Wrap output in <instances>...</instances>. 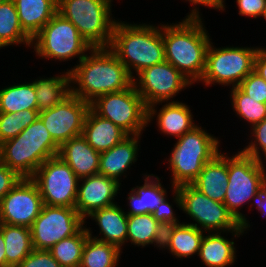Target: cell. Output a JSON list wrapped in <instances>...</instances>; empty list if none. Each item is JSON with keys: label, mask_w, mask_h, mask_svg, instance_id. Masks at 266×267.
I'll return each mask as SVG.
<instances>
[{"label": "cell", "mask_w": 266, "mask_h": 267, "mask_svg": "<svg viewBox=\"0 0 266 267\" xmlns=\"http://www.w3.org/2000/svg\"><path fill=\"white\" fill-rule=\"evenodd\" d=\"M165 61L172 64L192 83L200 81L206 66L209 36L197 9L174 25H161Z\"/></svg>", "instance_id": "1"}, {"label": "cell", "mask_w": 266, "mask_h": 267, "mask_svg": "<svg viewBox=\"0 0 266 267\" xmlns=\"http://www.w3.org/2000/svg\"><path fill=\"white\" fill-rule=\"evenodd\" d=\"M108 49V50H107ZM70 71L71 82L79 88H71V94L89 104L97 97L123 91L134 84L132 77L109 48H92Z\"/></svg>", "instance_id": "2"}, {"label": "cell", "mask_w": 266, "mask_h": 267, "mask_svg": "<svg viewBox=\"0 0 266 267\" xmlns=\"http://www.w3.org/2000/svg\"><path fill=\"white\" fill-rule=\"evenodd\" d=\"M116 22L108 47L132 75L165 61L162 28Z\"/></svg>", "instance_id": "3"}, {"label": "cell", "mask_w": 266, "mask_h": 267, "mask_svg": "<svg viewBox=\"0 0 266 267\" xmlns=\"http://www.w3.org/2000/svg\"><path fill=\"white\" fill-rule=\"evenodd\" d=\"M58 152L59 146L38 117L15 138L0 144V161L22 178H31L43 162Z\"/></svg>", "instance_id": "4"}, {"label": "cell", "mask_w": 266, "mask_h": 267, "mask_svg": "<svg viewBox=\"0 0 266 267\" xmlns=\"http://www.w3.org/2000/svg\"><path fill=\"white\" fill-rule=\"evenodd\" d=\"M111 0H58L57 12L69 20L92 48H108L116 21Z\"/></svg>", "instance_id": "5"}, {"label": "cell", "mask_w": 266, "mask_h": 267, "mask_svg": "<svg viewBox=\"0 0 266 267\" xmlns=\"http://www.w3.org/2000/svg\"><path fill=\"white\" fill-rule=\"evenodd\" d=\"M262 163L242 151L231 159L228 157V185L223 203L244 230L250 225L238 209L247 201L256 200L266 187V174Z\"/></svg>", "instance_id": "6"}, {"label": "cell", "mask_w": 266, "mask_h": 267, "mask_svg": "<svg viewBox=\"0 0 266 267\" xmlns=\"http://www.w3.org/2000/svg\"><path fill=\"white\" fill-rule=\"evenodd\" d=\"M218 146L219 141L198 126L179 137L169 159L173 189L191 184L204 165L220 152Z\"/></svg>", "instance_id": "7"}, {"label": "cell", "mask_w": 266, "mask_h": 267, "mask_svg": "<svg viewBox=\"0 0 266 267\" xmlns=\"http://www.w3.org/2000/svg\"><path fill=\"white\" fill-rule=\"evenodd\" d=\"M90 108L128 135H141V131L148 124V107L134 84L123 91L97 97L90 103Z\"/></svg>", "instance_id": "8"}, {"label": "cell", "mask_w": 266, "mask_h": 267, "mask_svg": "<svg viewBox=\"0 0 266 267\" xmlns=\"http://www.w3.org/2000/svg\"><path fill=\"white\" fill-rule=\"evenodd\" d=\"M175 201L178 206L187 213L191 219L203 230H230L234 236L241 235L245 230L241 223L228 211L224 203L214 201L201 193L191 184H184L174 188ZM210 230V231H209Z\"/></svg>", "instance_id": "9"}, {"label": "cell", "mask_w": 266, "mask_h": 267, "mask_svg": "<svg viewBox=\"0 0 266 267\" xmlns=\"http://www.w3.org/2000/svg\"><path fill=\"white\" fill-rule=\"evenodd\" d=\"M35 51L40 57L67 60L79 56V62L86 56L84 52L92 47L81 37L77 28L58 12L32 38Z\"/></svg>", "instance_id": "10"}, {"label": "cell", "mask_w": 266, "mask_h": 267, "mask_svg": "<svg viewBox=\"0 0 266 267\" xmlns=\"http://www.w3.org/2000/svg\"><path fill=\"white\" fill-rule=\"evenodd\" d=\"M210 43L206 54V66L200 81L210 85L213 82L239 86L241 81L254 70V59L260 48H212Z\"/></svg>", "instance_id": "11"}, {"label": "cell", "mask_w": 266, "mask_h": 267, "mask_svg": "<svg viewBox=\"0 0 266 267\" xmlns=\"http://www.w3.org/2000/svg\"><path fill=\"white\" fill-rule=\"evenodd\" d=\"M31 179L39 188L43 204L75 208L79 178L59 156L43 162Z\"/></svg>", "instance_id": "12"}, {"label": "cell", "mask_w": 266, "mask_h": 267, "mask_svg": "<svg viewBox=\"0 0 266 267\" xmlns=\"http://www.w3.org/2000/svg\"><path fill=\"white\" fill-rule=\"evenodd\" d=\"M84 222L75 208L43 204L30 227L34 249L49 250L62 239L77 234Z\"/></svg>", "instance_id": "13"}, {"label": "cell", "mask_w": 266, "mask_h": 267, "mask_svg": "<svg viewBox=\"0 0 266 267\" xmlns=\"http://www.w3.org/2000/svg\"><path fill=\"white\" fill-rule=\"evenodd\" d=\"M139 86L134 79L138 94L148 107V122L151 121L157 103L173 98L183 88L192 82L167 61L143 69L138 74Z\"/></svg>", "instance_id": "14"}, {"label": "cell", "mask_w": 266, "mask_h": 267, "mask_svg": "<svg viewBox=\"0 0 266 267\" xmlns=\"http://www.w3.org/2000/svg\"><path fill=\"white\" fill-rule=\"evenodd\" d=\"M90 104L79 97L68 96L63 102L39 112V117L54 142L60 147L72 138L81 136Z\"/></svg>", "instance_id": "15"}, {"label": "cell", "mask_w": 266, "mask_h": 267, "mask_svg": "<svg viewBox=\"0 0 266 267\" xmlns=\"http://www.w3.org/2000/svg\"><path fill=\"white\" fill-rule=\"evenodd\" d=\"M42 206L37 184L22 178L0 201V223L30 228Z\"/></svg>", "instance_id": "16"}, {"label": "cell", "mask_w": 266, "mask_h": 267, "mask_svg": "<svg viewBox=\"0 0 266 267\" xmlns=\"http://www.w3.org/2000/svg\"><path fill=\"white\" fill-rule=\"evenodd\" d=\"M79 181L83 183L80 187L78 183L75 209L84 220L93 211L115 204L113 199L121 183L101 174L84 177Z\"/></svg>", "instance_id": "17"}, {"label": "cell", "mask_w": 266, "mask_h": 267, "mask_svg": "<svg viewBox=\"0 0 266 267\" xmlns=\"http://www.w3.org/2000/svg\"><path fill=\"white\" fill-rule=\"evenodd\" d=\"M57 156L79 179L99 174L100 152L94 150L82 135L63 143Z\"/></svg>", "instance_id": "18"}, {"label": "cell", "mask_w": 266, "mask_h": 267, "mask_svg": "<svg viewBox=\"0 0 266 267\" xmlns=\"http://www.w3.org/2000/svg\"><path fill=\"white\" fill-rule=\"evenodd\" d=\"M191 185L210 199L223 203L228 185V157L219 152L204 165Z\"/></svg>", "instance_id": "19"}, {"label": "cell", "mask_w": 266, "mask_h": 267, "mask_svg": "<svg viewBox=\"0 0 266 267\" xmlns=\"http://www.w3.org/2000/svg\"><path fill=\"white\" fill-rule=\"evenodd\" d=\"M82 136L94 150L101 153L117 145L128 134L90 108L85 118Z\"/></svg>", "instance_id": "20"}, {"label": "cell", "mask_w": 266, "mask_h": 267, "mask_svg": "<svg viewBox=\"0 0 266 267\" xmlns=\"http://www.w3.org/2000/svg\"><path fill=\"white\" fill-rule=\"evenodd\" d=\"M139 136L128 135L111 149L101 152L99 174L119 182L118 177L137 160Z\"/></svg>", "instance_id": "21"}, {"label": "cell", "mask_w": 266, "mask_h": 267, "mask_svg": "<svg viewBox=\"0 0 266 267\" xmlns=\"http://www.w3.org/2000/svg\"><path fill=\"white\" fill-rule=\"evenodd\" d=\"M203 230L196 223L175 224L166 226L162 247L171 251L178 258L189 257L199 253Z\"/></svg>", "instance_id": "22"}, {"label": "cell", "mask_w": 266, "mask_h": 267, "mask_svg": "<svg viewBox=\"0 0 266 267\" xmlns=\"http://www.w3.org/2000/svg\"><path fill=\"white\" fill-rule=\"evenodd\" d=\"M23 30L33 38L57 13L58 0H13Z\"/></svg>", "instance_id": "23"}, {"label": "cell", "mask_w": 266, "mask_h": 267, "mask_svg": "<svg viewBox=\"0 0 266 267\" xmlns=\"http://www.w3.org/2000/svg\"><path fill=\"white\" fill-rule=\"evenodd\" d=\"M89 216H91L98 223L100 233H102L104 238L94 239L111 243L118 246L121 249L122 244L127 242V218L128 215L117 206L113 204L102 209L93 211Z\"/></svg>", "instance_id": "24"}, {"label": "cell", "mask_w": 266, "mask_h": 267, "mask_svg": "<svg viewBox=\"0 0 266 267\" xmlns=\"http://www.w3.org/2000/svg\"><path fill=\"white\" fill-rule=\"evenodd\" d=\"M164 229L159 221H157L152 213L128 215L127 218V240L138 246L149 244H158L162 247L164 240Z\"/></svg>", "instance_id": "25"}, {"label": "cell", "mask_w": 266, "mask_h": 267, "mask_svg": "<svg viewBox=\"0 0 266 267\" xmlns=\"http://www.w3.org/2000/svg\"><path fill=\"white\" fill-rule=\"evenodd\" d=\"M7 267H17L33 250L30 228L0 223Z\"/></svg>", "instance_id": "26"}, {"label": "cell", "mask_w": 266, "mask_h": 267, "mask_svg": "<svg viewBox=\"0 0 266 267\" xmlns=\"http://www.w3.org/2000/svg\"><path fill=\"white\" fill-rule=\"evenodd\" d=\"M157 115L159 130L168 135L178 137L183 136L186 132L191 131L195 126L191 110L186 104L180 102H167Z\"/></svg>", "instance_id": "27"}, {"label": "cell", "mask_w": 266, "mask_h": 267, "mask_svg": "<svg viewBox=\"0 0 266 267\" xmlns=\"http://www.w3.org/2000/svg\"><path fill=\"white\" fill-rule=\"evenodd\" d=\"M61 75L34 81L38 111L50 109L71 95L70 71Z\"/></svg>", "instance_id": "28"}, {"label": "cell", "mask_w": 266, "mask_h": 267, "mask_svg": "<svg viewBox=\"0 0 266 267\" xmlns=\"http://www.w3.org/2000/svg\"><path fill=\"white\" fill-rule=\"evenodd\" d=\"M150 175L145 177L143 186H137L131 189L129 193L130 211L127 215H139L153 213L162 200L166 197V190L161 186L159 178L150 181Z\"/></svg>", "instance_id": "29"}, {"label": "cell", "mask_w": 266, "mask_h": 267, "mask_svg": "<svg viewBox=\"0 0 266 267\" xmlns=\"http://www.w3.org/2000/svg\"><path fill=\"white\" fill-rule=\"evenodd\" d=\"M221 233L204 236L198 256L208 267H226L235 262L234 242L223 238Z\"/></svg>", "instance_id": "30"}, {"label": "cell", "mask_w": 266, "mask_h": 267, "mask_svg": "<svg viewBox=\"0 0 266 267\" xmlns=\"http://www.w3.org/2000/svg\"><path fill=\"white\" fill-rule=\"evenodd\" d=\"M89 236L83 248L79 267H116L120 255V248L114 244L94 239L89 229Z\"/></svg>", "instance_id": "31"}, {"label": "cell", "mask_w": 266, "mask_h": 267, "mask_svg": "<svg viewBox=\"0 0 266 267\" xmlns=\"http://www.w3.org/2000/svg\"><path fill=\"white\" fill-rule=\"evenodd\" d=\"M38 110L34 82L12 85L0 90V113Z\"/></svg>", "instance_id": "32"}, {"label": "cell", "mask_w": 266, "mask_h": 267, "mask_svg": "<svg viewBox=\"0 0 266 267\" xmlns=\"http://www.w3.org/2000/svg\"><path fill=\"white\" fill-rule=\"evenodd\" d=\"M0 39L8 46L26 43L30 47L32 38L23 30L13 0L0 4Z\"/></svg>", "instance_id": "33"}, {"label": "cell", "mask_w": 266, "mask_h": 267, "mask_svg": "<svg viewBox=\"0 0 266 267\" xmlns=\"http://www.w3.org/2000/svg\"><path fill=\"white\" fill-rule=\"evenodd\" d=\"M88 236L87 229L82 228L77 234L56 243L49 251L61 267H79Z\"/></svg>", "instance_id": "34"}, {"label": "cell", "mask_w": 266, "mask_h": 267, "mask_svg": "<svg viewBox=\"0 0 266 267\" xmlns=\"http://www.w3.org/2000/svg\"><path fill=\"white\" fill-rule=\"evenodd\" d=\"M39 117L38 110L0 113V144L15 138Z\"/></svg>", "instance_id": "35"}, {"label": "cell", "mask_w": 266, "mask_h": 267, "mask_svg": "<svg viewBox=\"0 0 266 267\" xmlns=\"http://www.w3.org/2000/svg\"><path fill=\"white\" fill-rule=\"evenodd\" d=\"M233 108L236 113L252 124V127L266 119V103L251 99L238 86L231 91Z\"/></svg>", "instance_id": "36"}, {"label": "cell", "mask_w": 266, "mask_h": 267, "mask_svg": "<svg viewBox=\"0 0 266 267\" xmlns=\"http://www.w3.org/2000/svg\"><path fill=\"white\" fill-rule=\"evenodd\" d=\"M251 99L266 103V82L254 70L238 86Z\"/></svg>", "instance_id": "37"}, {"label": "cell", "mask_w": 266, "mask_h": 267, "mask_svg": "<svg viewBox=\"0 0 266 267\" xmlns=\"http://www.w3.org/2000/svg\"><path fill=\"white\" fill-rule=\"evenodd\" d=\"M252 131L254 132L253 133L255 136L254 139L257 142L251 141V143L241 151L244 154L255 158L256 160L262 161L261 156H260L261 153L259 152V148L264 153V156L266 159V119H264L262 122H259L256 125H254ZM258 145L260 147H258Z\"/></svg>", "instance_id": "38"}, {"label": "cell", "mask_w": 266, "mask_h": 267, "mask_svg": "<svg viewBox=\"0 0 266 267\" xmlns=\"http://www.w3.org/2000/svg\"><path fill=\"white\" fill-rule=\"evenodd\" d=\"M17 267H61L49 250L34 249Z\"/></svg>", "instance_id": "39"}, {"label": "cell", "mask_w": 266, "mask_h": 267, "mask_svg": "<svg viewBox=\"0 0 266 267\" xmlns=\"http://www.w3.org/2000/svg\"><path fill=\"white\" fill-rule=\"evenodd\" d=\"M21 179L16 171L0 161V201Z\"/></svg>", "instance_id": "40"}, {"label": "cell", "mask_w": 266, "mask_h": 267, "mask_svg": "<svg viewBox=\"0 0 266 267\" xmlns=\"http://www.w3.org/2000/svg\"><path fill=\"white\" fill-rule=\"evenodd\" d=\"M239 14L257 18L263 16L266 9V0H236Z\"/></svg>", "instance_id": "41"}, {"label": "cell", "mask_w": 266, "mask_h": 267, "mask_svg": "<svg viewBox=\"0 0 266 267\" xmlns=\"http://www.w3.org/2000/svg\"><path fill=\"white\" fill-rule=\"evenodd\" d=\"M152 215L165 227L169 225L179 224L176 216H174L175 214L172 211L171 205L166 201V197L162 200V202L155 209Z\"/></svg>", "instance_id": "42"}, {"label": "cell", "mask_w": 266, "mask_h": 267, "mask_svg": "<svg viewBox=\"0 0 266 267\" xmlns=\"http://www.w3.org/2000/svg\"><path fill=\"white\" fill-rule=\"evenodd\" d=\"M254 71L266 82V50L260 48L254 59Z\"/></svg>", "instance_id": "43"}, {"label": "cell", "mask_w": 266, "mask_h": 267, "mask_svg": "<svg viewBox=\"0 0 266 267\" xmlns=\"http://www.w3.org/2000/svg\"><path fill=\"white\" fill-rule=\"evenodd\" d=\"M191 2V4L194 5H204V6H209L210 8H215V9H219V10H223V8L225 7L223 4V0H188Z\"/></svg>", "instance_id": "44"}, {"label": "cell", "mask_w": 266, "mask_h": 267, "mask_svg": "<svg viewBox=\"0 0 266 267\" xmlns=\"http://www.w3.org/2000/svg\"><path fill=\"white\" fill-rule=\"evenodd\" d=\"M258 210L266 215V187L261 191L258 198L255 200Z\"/></svg>", "instance_id": "45"}, {"label": "cell", "mask_w": 266, "mask_h": 267, "mask_svg": "<svg viewBox=\"0 0 266 267\" xmlns=\"http://www.w3.org/2000/svg\"><path fill=\"white\" fill-rule=\"evenodd\" d=\"M0 267H7L5 242L1 231H0Z\"/></svg>", "instance_id": "46"}, {"label": "cell", "mask_w": 266, "mask_h": 267, "mask_svg": "<svg viewBox=\"0 0 266 267\" xmlns=\"http://www.w3.org/2000/svg\"><path fill=\"white\" fill-rule=\"evenodd\" d=\"M7 46L1 39H0V48Z\"/></svg>", "instance_id": "47"}, {"label": "cell", "mask_w": 266, "mask_h": 267, "mask_svg": "<svg viewBox=\"0 0 266 267\" xmlns=\"http://www.w3.org/2000/svg\"><path fill=\"white\" fill-rule=\"evenodd\" d=\"M263 17H264L265 20H266V9H265V12H264V14H263Z\"/></svg>", "instance_id": "48"}]
</instances>
